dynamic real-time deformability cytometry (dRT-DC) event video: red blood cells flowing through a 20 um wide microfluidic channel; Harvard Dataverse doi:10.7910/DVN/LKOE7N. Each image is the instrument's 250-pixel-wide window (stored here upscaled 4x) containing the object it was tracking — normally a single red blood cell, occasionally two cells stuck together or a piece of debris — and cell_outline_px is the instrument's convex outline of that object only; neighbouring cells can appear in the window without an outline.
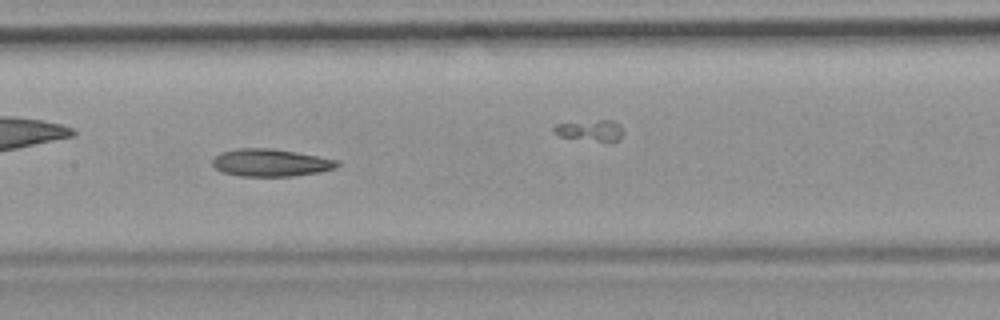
{"species": "common noctule bat (a hibernating species)", "species_latin": "Nyctalus noctula", "temperature_condition": "room temperature", "stored_images_in_passage": 40, "camera_frame_rate_fps": 3000, "um_per_image_px": 0.085, "animal": {"sex": "female", "body_mass_g": 19.9}, "frame": {"image": 1, "passage_image": 12, "time_ms": 3.667, "image_size_px": [1000, 320], "cell_outline_px": [[340, 164], [336, 168], [320, 172], [292, 176], [240, 176], [224, 172], [216, 168], [212, 164], [212, 160], [220, 152], [236, 148], [272, 148], [296, 152], [340, 160]], "centroid_in_image_um": [23.03, 13.82], "position_along_channel_um": 184.4, "area_um2": 20.06}}
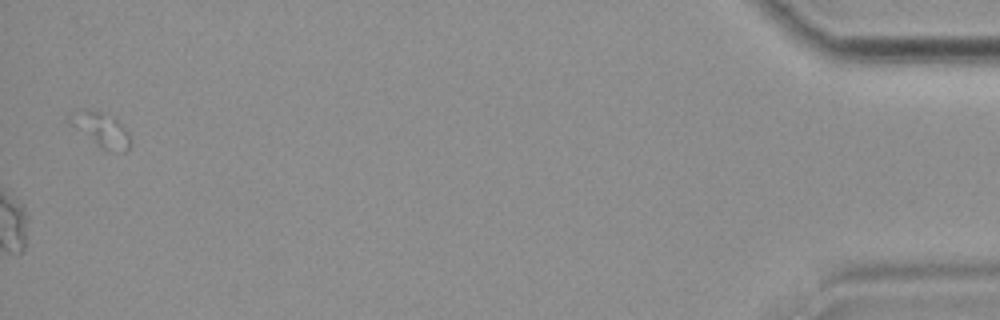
{"frame": {"image": 2, "passage_image": 40, "time_ms": 13.0, "image_size_px": [1000, 320], "cell_outline_px": [[132, 144], [124, 152], [104, 148], [96, 144], [72, 124], [68, 120], [68, 112], [100, 112], [116, 120], [128, 132], [132, 140]], "centroid_in_image_um": [8.65, 11.05], "position_along_channel_um": 426.6, "area_um2": 11.27}}